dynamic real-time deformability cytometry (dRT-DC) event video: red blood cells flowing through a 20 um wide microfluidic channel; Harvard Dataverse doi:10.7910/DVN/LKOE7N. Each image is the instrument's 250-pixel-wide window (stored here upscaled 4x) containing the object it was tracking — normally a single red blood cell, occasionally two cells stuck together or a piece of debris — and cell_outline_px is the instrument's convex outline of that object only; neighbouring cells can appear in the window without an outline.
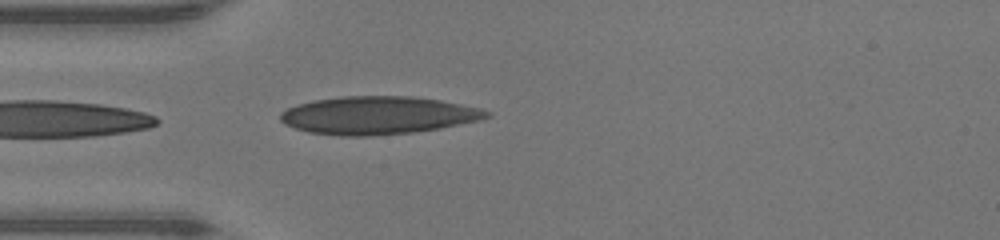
{"species": "human", "species_latin": "Homo sapiens", "temperature_condition": "warm", "stored_images_in_passage": 34, "camera_frame_rate_fps": 3000, "um_per_image_px": 0.085, "donor": {"sex": "male"}, "frame": {"image": 1, "passage_image": 1, "time_ms": 0.0, "image_size_px": [1000, 240], "cell_outline_px": [[492, 116], [480, 120], [440, 128], [412, 132], [368, 136], [340, 136], [308, 132], [284, 124], [280, 120], [280, 112], [288, 108], [312, 100], [340, 96], [412, 96], [440, 100], [480, 108], [492, 112]], "centroid_in_image_um": [32.13, 9.8], "position_along_channel_um": 52.9, "area_um2": 45.6}}
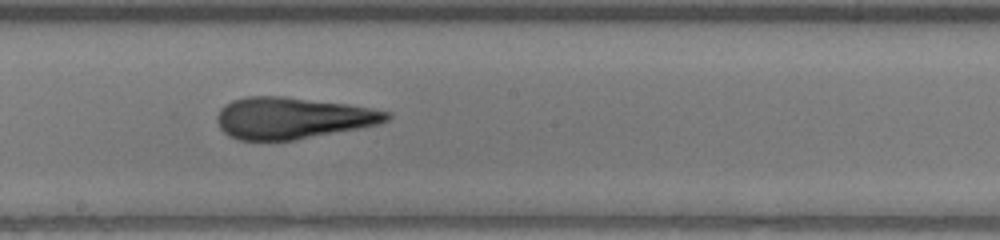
{"frame": {"image": 2, "passage_image": 13, "time_ms": 4.0, "image_size_px": [1000, 240], "cell_outline_px": [[392, 116], [388, 120], [380, 124], [296, 140], [240, 140], [228, 136], [220, 128], [216, 120], [220, 108], [224, 104], [232, 100], [248, 96], [284, 96], [348, 104], [372, 108], [392, 112]], "centroid_in_image_um": [24.87, 10.03], "position_along_channel_um": 223.3, "area_um2": 41.33}}
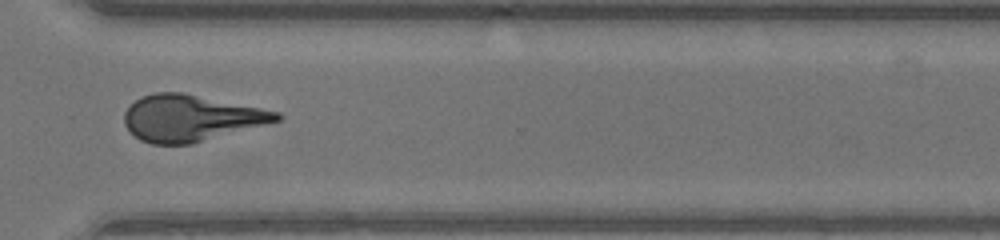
{"frame": {"image": 3, "passage_image": 22, "time_ms": 7.0, "image_size_px": [1000, 240], "cell_outline_px": [[284, 116], [280, 120], [192, 144], [152, 144], [140, 140], [124, 124], [124, 112], [136, 100], [144, 96], [156, 92], [180, 92], [280, 112]], "centroid_in_image_um": [16.22, 10.04], "position_along_channel_um": 354.4, "area_um2": 40.58}, "authors_computed_cell_mechanics": {"area_um2": 41.6738, "velocity_mm_per_s": 4.3822, "shape_relaxation_time_tau1_ms": null, "shape_relaxation_time_tau2_ms": 1.4272, "deformation_change_tau1": null, "deformation_change_tau2": 0.0873}}